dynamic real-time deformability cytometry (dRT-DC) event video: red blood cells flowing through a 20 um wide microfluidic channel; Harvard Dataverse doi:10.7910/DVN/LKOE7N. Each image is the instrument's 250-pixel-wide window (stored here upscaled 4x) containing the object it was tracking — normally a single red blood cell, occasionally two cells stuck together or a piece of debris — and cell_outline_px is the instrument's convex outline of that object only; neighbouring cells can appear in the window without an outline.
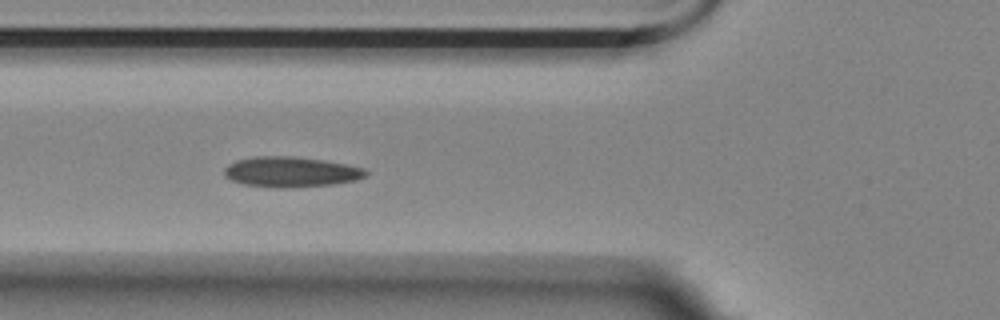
{"species": "Egyptian fruit bat (a non-hibernating species)", "species_latin": "Rousettus aegyptiacus", "temperature_condition": "room temperature", "stored_images_in_passage": 42, "camera_frame_rate_fps": 3000, "um_per_image_px": 0.085, "animal": {"sex": "female"}, "frame": {"image": 1, "passage_image": 7, "time_ms": 2.0, "image_size_px": [1000, 320], "cell_outline_px": [[368, 176], [356, 180], [332, 184], [292, 188], [276, 188], [244, 184], [232, 180], [224, 176], [224, 168], [228, 164], [236, 160], [256, 156], [292, 156], [324, 160], [348, 164], [364, 168], [368, 172]], "centroid_in_image_um": [24.74, 14.61], "position_along_channel_um": 101.1, "area_um2": 25.26}}
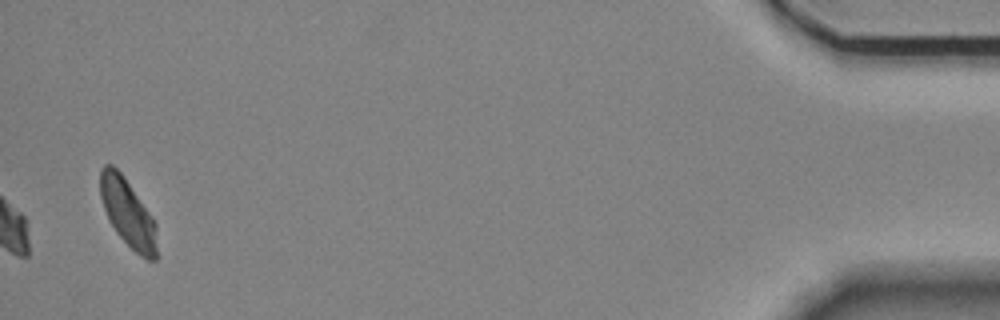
{"frame": {"image": 2, "passage_image": 42, "time_ms": 13.667, "image_size_px": [1000, 320], "cell_outline_px": [[156, 260], [148, 260], [140, 256], [116, 232], [108, 220], [100, 196], [100, 168], [104, 164], [112, 164], [120, 172], [152, 216], [156, 224]], "centroid_in_image_um": [10.84, 18.09], "position_along_channel_um": 424.4, "area_um2": 22.14}}